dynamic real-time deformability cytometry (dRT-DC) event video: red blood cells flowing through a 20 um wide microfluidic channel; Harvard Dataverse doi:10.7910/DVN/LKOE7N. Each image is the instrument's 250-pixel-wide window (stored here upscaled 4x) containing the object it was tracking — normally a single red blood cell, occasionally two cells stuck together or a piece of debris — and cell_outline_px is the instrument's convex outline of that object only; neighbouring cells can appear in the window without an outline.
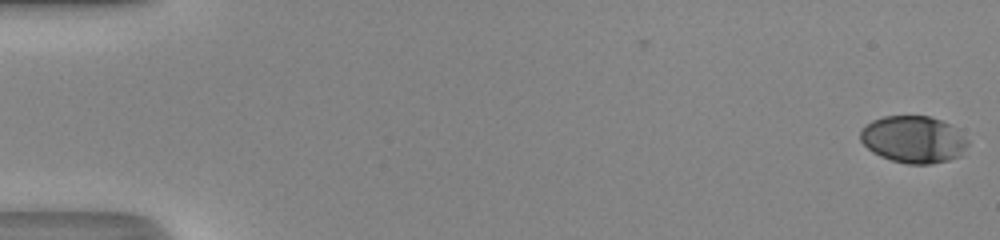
{"species": "human", "species_latin": "Homo sapiens", "temperature_condition": "room temperature", "stored_images_in_passage": 50, "camera_frame_rate_fps": 3000, "um_per_image_px": 0.085, "donor": {"sex": "male"}, "frame": {"image": 1, "passage_image": 1, "time_ms": 0.0, "image_size_px": [1000, 240], "cell_outline_px": [[968, 144], [960, 156], [948, 160], [932, 164], [908, 164], [892, 160], [880, 156], [872, 152], [860, 140], [860, 128], [872, 120], [884, 116], [928, 116], [940, 120], [956, 128], [968, 140]], "centroid_in_image_um": [77.62, 11.85], "position_along_channel_um": 7.4, "area_um2": 29.48}}
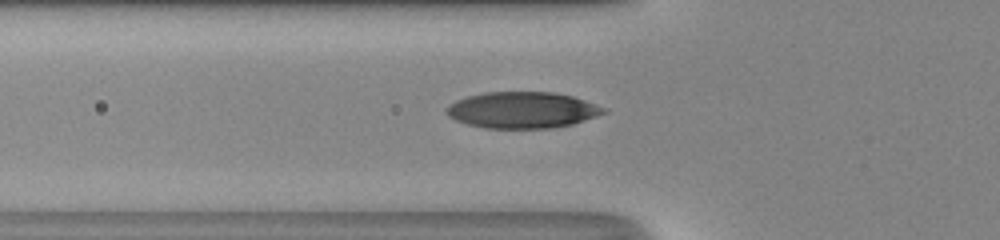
{"frame": {"image": 2, "passage_image": 19, "time_ms": 6.0, "image_size_px": [1000, 240], "cell_outline_px": [[608, 112], [572, 124], [552, 128], [484, 128], [468, 124], [456, 120], [448, 116], [444, 108], [448, 104], [456, 100], [468, 96], [484, 92], [552, 92], [572, 96], [608, 108]], "centroid_in_image_um": [44.39, 9.35], "position_along_channel_um": 81.4, "area_um2": 33.35}}
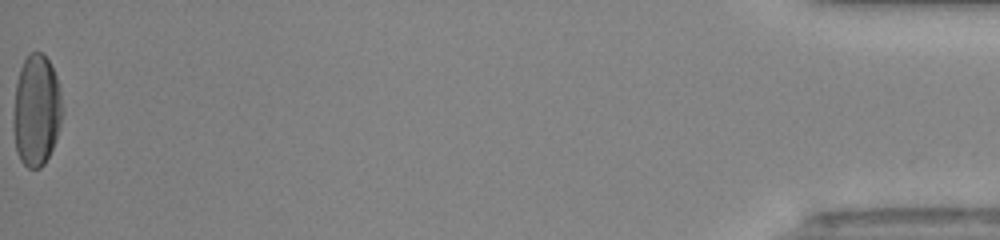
{"frame": {"image": 3, "passage_image": 50, "time_ms": 16.333, "image_size_px": [1000, 240], "cell_outline_px": [[64, 112], [52, 148], [44, 164], [40, 168], [28, 168], [20, 160], [16, 152], [12, 128], [16, 84], [20, 68], [28, 52], [40, 52], [48, 60], [56, 76], [64, 108]], "centroid_in_image_um": [3.08, 9.4], "position_along_channel_um": 432.1, "area_um2": 31.96}, "authors_computed_cell_mechanics": {"area_um2": 31.9345, "velocity_mm_per_s": 4.3595, "shape_relaxation_time_tau1_ms": 3.0437, "shape_relaxation_time_tau2_ms": null, "deformation_change_tau1": 0.19, "deformation_change_tau2": null}}